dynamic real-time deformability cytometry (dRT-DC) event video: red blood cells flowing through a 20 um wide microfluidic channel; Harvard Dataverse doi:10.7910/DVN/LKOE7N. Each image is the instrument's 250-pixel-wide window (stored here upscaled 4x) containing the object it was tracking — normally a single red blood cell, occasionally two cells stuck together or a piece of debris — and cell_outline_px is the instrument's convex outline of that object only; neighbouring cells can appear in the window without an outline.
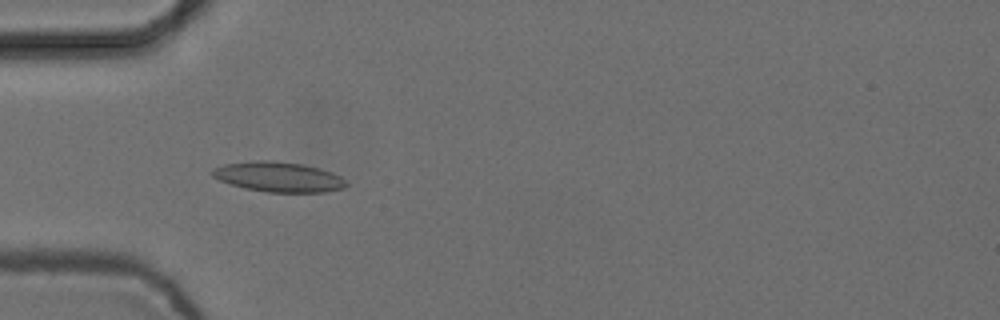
{"species": "common noctule bat (a hibernating species)", "species_latin": "Nyctalus noctula", "temperature_condition": "cold", "stored_images_in_passage": 7, "camera_frame_rate_fps": 3000, "um_per_image_px": 0.085, "animal": {"sex": "female", "body_mass_g": 24.6, "forearm_length_mm": 56.2}, "frame": {"image": 1, "passage_image": 5, "time_ms": 1.333, "image_size_px": [1000, 320], "cell_outline_px": [[348, 184], [344, 188], [324, 192], [268, 192], [244, 188], [220, 180], [212, 176], [208, 172], [212, 168], [224, 164], [256, 160], [272, 160], [300, 164], [320, 168], [332, 172], [340, 176]], "centroid_in_image_um": [23.65, 15.03], "position_along_channel_um": 61.4, "area_um2": 23.47}}
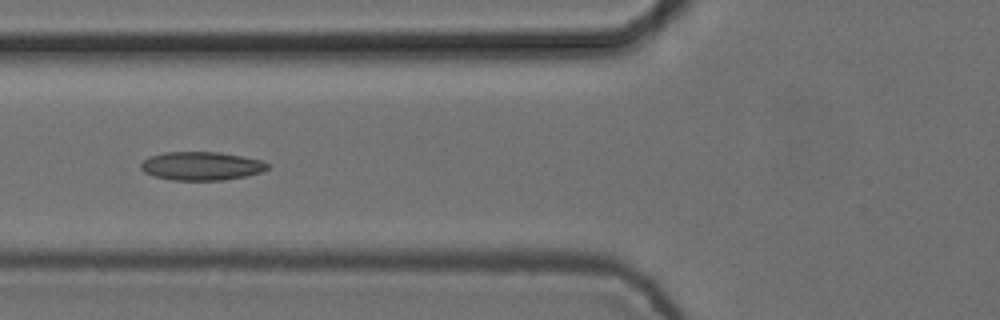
{"frame": {"image": 2, "passage_image": 6, "time_ms": 1.667, "image_size_px": [1000, 320], "cell_outline_px": [[268, 168], [260, 172], [244, 176], [224, 180], [172, 180], [152, 176], [144, 172], [140, 168], [140, 164], [148, 156], [164, 152], [220, 152], [260, 160], [268, 164]], "centroid_in_image_um": [17.05, 14.11], "position_along_channel_um": 108.8, "area_um2": 20.98}}
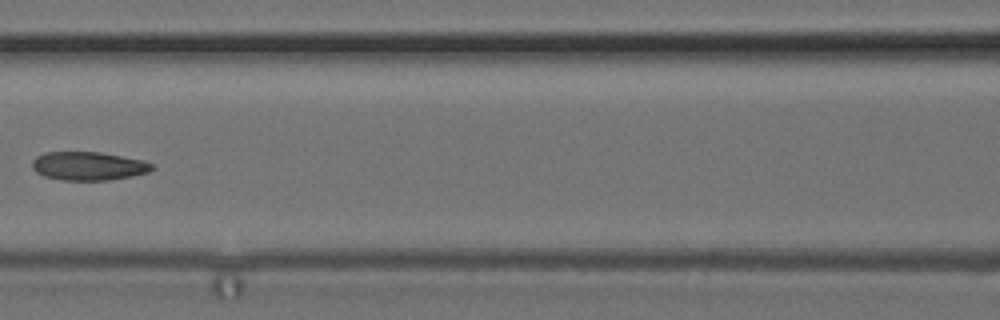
{"frame": {"image": 3, "passage_image": 7, "time_ms": 2.0, "image_size_px": [1000, 320], "cell_outline_px": [[156, 168], [148, 172], [132, 176], [108, 180], [60, 180], [44, 176], [36, 172], [32, 168], [32, 160], [36, 156], [44, 152], [100, 152], [144, 160], [152, 164]], "centroid_in_image_um": [7.51, 14.11], "position_along_channel_um": 159.1, "area_um2": 20.06}}